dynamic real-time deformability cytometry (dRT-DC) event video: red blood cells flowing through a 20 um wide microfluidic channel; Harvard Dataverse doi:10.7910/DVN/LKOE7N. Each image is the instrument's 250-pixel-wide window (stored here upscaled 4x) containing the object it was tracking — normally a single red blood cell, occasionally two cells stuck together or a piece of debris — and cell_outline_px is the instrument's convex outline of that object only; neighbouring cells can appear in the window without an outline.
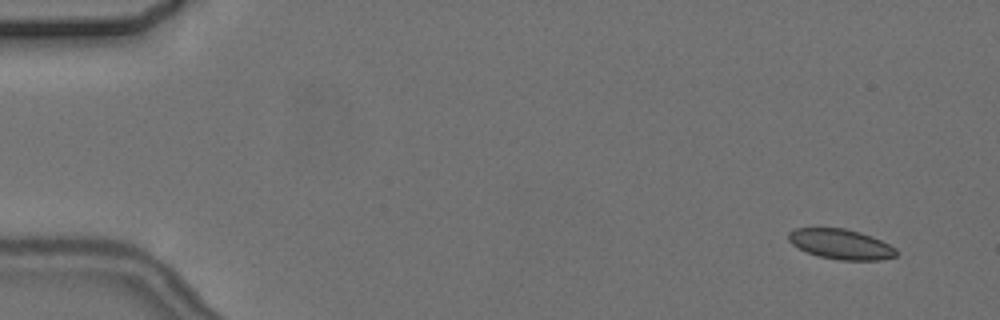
{"species": "common noctule bat (a hibernating species)", "species_latin": "Nyctalus noctula", "temperature_condition": "cold", "stored_images_in_passage": 5, "camera_frame_rate_fps": 3000, "um_per_image_px": 0.085, "animal": {"sex": "female", "body_mass_g": 24.6, "forearm_length_mm": 56.2}, "frame": {"image": 1, "passage_image": 1, "time_ms": 0.0, "image_size_px": [1000, 320], "cell_outline_px": [[900, 252], [896, 256], [880, 260], [840, 260], [820, 256], [808, 252], [792, 244], [788, 240], [788, 232], [796, 228], [844, 228], [860, 232], [872, 236], [896, 248]], "centroid_in_image_um": [71.5, 20.75], "position_along_channel_um": 13.5, "area_um2": 18.84}}